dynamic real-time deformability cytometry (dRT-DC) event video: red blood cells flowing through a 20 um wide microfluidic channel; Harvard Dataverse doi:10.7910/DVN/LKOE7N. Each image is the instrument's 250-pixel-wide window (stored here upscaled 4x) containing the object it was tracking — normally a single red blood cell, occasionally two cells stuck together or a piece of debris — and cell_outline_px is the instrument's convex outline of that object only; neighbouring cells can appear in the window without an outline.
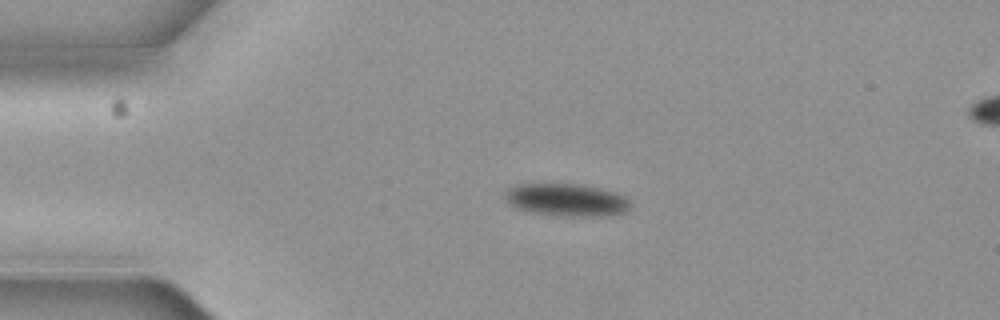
{"species": "common noctule bat (a hibernating species)", "species_latin": "Nyctalus noctula", "temperature_condition": "cold", "stored_images_in_passage": 4, "segment_of_instrument_passage": [1, 2], "camera_frame_rate_fps": 3000, "um_per_image_px": 0.085, "animal": {"sex": "female", "body_mass_g": 19.3, "forearm_length_mm": 54.1}, "frame": {"image": 1, "passage_image": 2, "time_ms": 0.333, "image_size_px": [1000, 320], "cell_outline_px": [[628, 208], [624, 212], [604, 216], [600, 216], [532, 212], [520, 208], [512, 204], [508, 200], [508, 192], [516, 184], [580, 184], [600, 188], [616, 192], [624, 196], [628, 200]], "centroid_in_image_um": [48.24, 16.96], "position_along_channel_um": 36.8, "area_um2": 22.6}}